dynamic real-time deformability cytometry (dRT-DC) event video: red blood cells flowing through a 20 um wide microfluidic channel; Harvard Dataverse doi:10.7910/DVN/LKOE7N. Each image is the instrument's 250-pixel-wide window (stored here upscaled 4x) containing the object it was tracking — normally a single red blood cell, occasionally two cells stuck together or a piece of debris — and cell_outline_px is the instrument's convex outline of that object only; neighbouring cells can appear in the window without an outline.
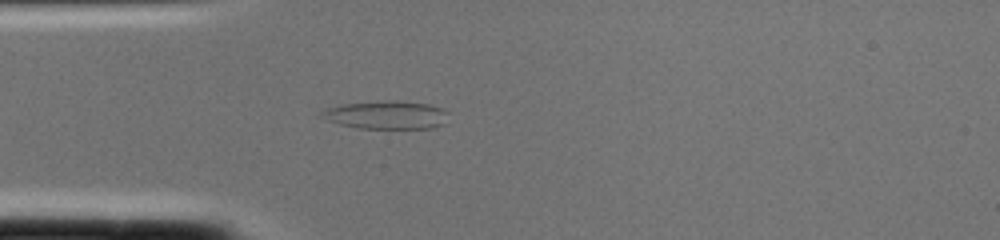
{"species": "common noctule bat (a hibernating species)", "species_latin": "Nyctalus noctula", "temperature_condition": "cold", "stored_images_in_passage": 1, "camera_frame_rate_fps": 3000, "um_per_image_px": 0.085, "animal": {"sex": "female", "body_mass_g": 22.0, "forearm_length_mm": 56.7}, "frame": {"image": 1, "passage_image": 1, "time_ms": 0.0, "image_size_px": [1000, 240], "cell_outline_px": [[448, 112], [444, 124], [432, 128], [356, 128], [340, 124], [328, 120], [320, 116], [320, 112], [328, 108], [344, 104], [380, 100], [388, 100], [428, 104], [444, 108]], "centroid_in_image_um": [32.86, 9.77], "position_along_channel_um": 52.1, "area_um2": 20.75}}